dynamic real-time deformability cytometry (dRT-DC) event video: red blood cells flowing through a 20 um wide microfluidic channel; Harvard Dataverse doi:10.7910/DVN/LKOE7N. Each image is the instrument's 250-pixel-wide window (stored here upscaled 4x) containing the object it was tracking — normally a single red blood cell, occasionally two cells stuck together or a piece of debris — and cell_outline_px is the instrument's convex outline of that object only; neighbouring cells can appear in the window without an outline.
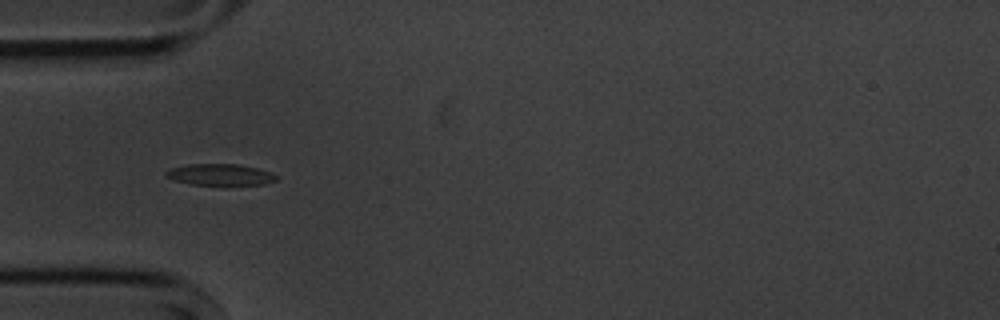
{"species": "common noctule bat (a hibernating species)", "species_latin": "Nyctalus noctula", "temperature_condition": "cold", "stored_images_in_passage": 5, "camera_frame_rate_fps": 3000, "um_per_image_px": 0.085, "animal": {"sex": "male", "body_mass_g": 20.1, "forearm_length_mm": 53.5}, "frame": {"image": 1, "passage_image": 4, "time_ms": 3.333, "image_size_px": [1000, 320], "cell_outline_px": [[276, 180], [264, 184], [192, 184], [172, 180], [164, 176], [164, 172], [172, 168], [188, 164], [240, 164], [256, 168], [268, 172], [276, 176]], "centroid_in_image_um": [18.63, 14.83], "position_along_channel_um": 66.4, "area_um2": 13.47}}
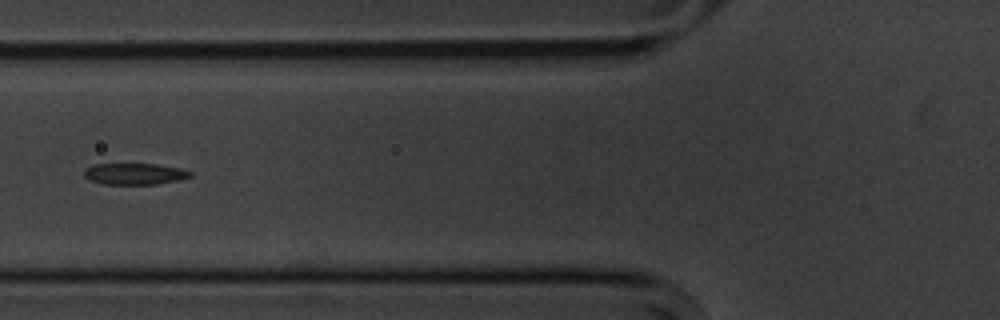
{"frame": {"image": 2, "passage_image": 5, "time_ms": 4.667, "image_size_px": [1000, 320], "cell_outline_px": [[192, 176], [180, 180], [156, 184], [104, 184], [88, 180], [84, 176], [84, 168], [92, 164], [156, 164], [180, 168], [192, 172]], "centroid_in_image_um": [11.42, 14.78], "position_along_channel_um": 114.4, "area_um2": 13.35}}